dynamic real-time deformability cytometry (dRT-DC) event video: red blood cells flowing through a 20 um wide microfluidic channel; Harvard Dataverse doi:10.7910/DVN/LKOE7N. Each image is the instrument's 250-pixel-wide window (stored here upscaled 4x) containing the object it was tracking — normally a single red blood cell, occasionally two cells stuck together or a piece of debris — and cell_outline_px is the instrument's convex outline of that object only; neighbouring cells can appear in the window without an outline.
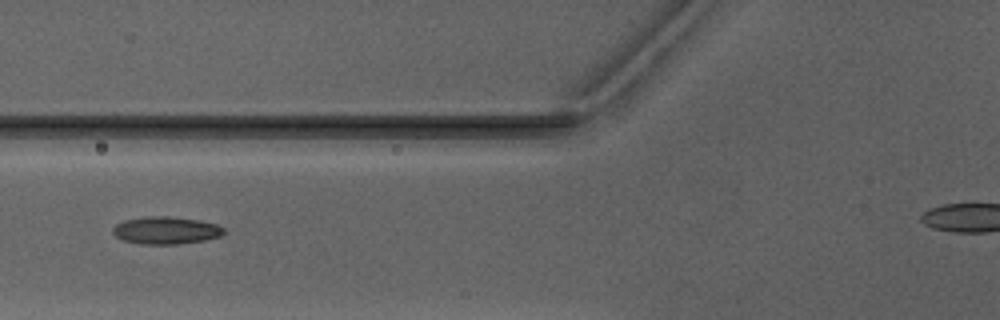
{"species": "Egyptian fruit bat (a non-hibernating species)", "species_latin": "Rousettus aegyptiacus", "temperature_condition": "warm", "stored_images_in_passage": 2, "camera_frame_rate_fps": 3000, "um_per_image_px": 0.085, "animal": {"sex": "male"}, "frame": {"image": 1, "passage_image": 2, "time_ms": 1.0, "image_size_px": [1000, 320], "cell_outline_px": [[224, 232], [220, 236], [204, 240], [180, 244], [140, 244], [124, 240], [116, 236], [112, 232], [112, 228], [116, 224], [124, 220], [148, 216], [168, 216], [200, 220], [216, 224], [224, 228]], "centroid_in_image_um": [14.1, 19.58], "position_along_channel_um": 111.7, "area_um2": 17.74}}